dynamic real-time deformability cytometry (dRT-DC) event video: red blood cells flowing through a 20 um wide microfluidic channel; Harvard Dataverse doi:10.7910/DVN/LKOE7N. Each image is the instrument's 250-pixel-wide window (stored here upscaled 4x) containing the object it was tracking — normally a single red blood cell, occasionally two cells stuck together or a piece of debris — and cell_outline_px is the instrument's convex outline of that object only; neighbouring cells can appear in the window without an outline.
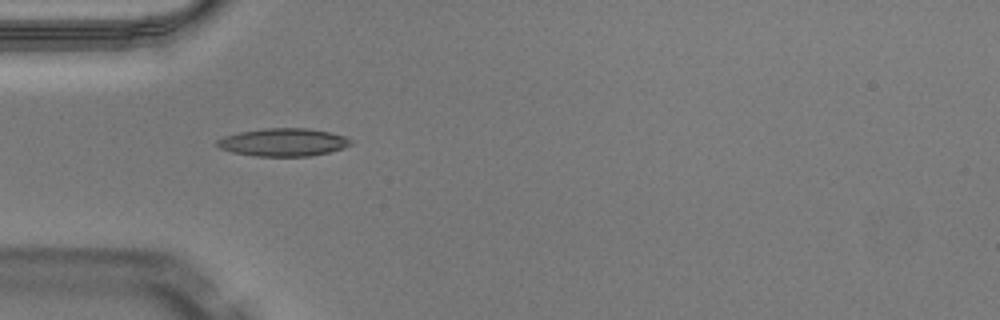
{"species": "Egyptian fruit bat (a non-hibernating species)", "species_latin": "Rousettus aegyptiacus", "temperature_condition": "warm", "stored_images_in_passage": 35, "camera_frame_rate_fps": 3000, "um_per_image_px": 0.085, "animal": {"sex": "male"}, "frame": {"image": 1, "passage_image": 1, "time_ms": 0.0, "image_size_px": [1000, 320], "cell_outline_px": [[352, 144], [328, 152], [308, 156], [256, 156], [232, 152], [220, 148], [216, 144], [216, 140], [224, 136], [240, 132], [264, 128], [308, 128], [328, 132], [344, 136], [352, 140]], "centroid_in_image_um": [24.04, 12.08], "position_along_channel_um": 61.0, "area_um2": 21.5}}
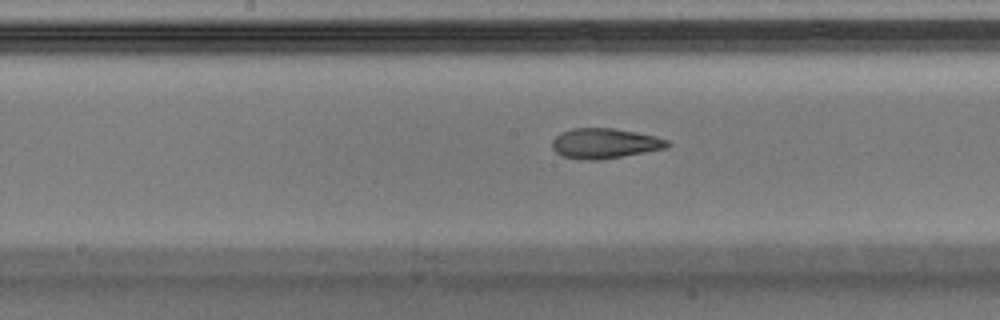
{"frame": {"image": 2, "passage_image": 11, "time_ms": 3.333, "image_size_px": [1000, 320], "cell_outline_px": [[672, 144], [668, 148], [600, 160], [580, 160], [560, 156], [552, 148], [552, 140], [560, 132], [572, 128], [612, 128], [636, 132], [656, 136], [668, 140]], "centroid_in_image_um": [51.39, 12.19], "position_along_channel_um": 196.8, "area_um2": 20.52}}
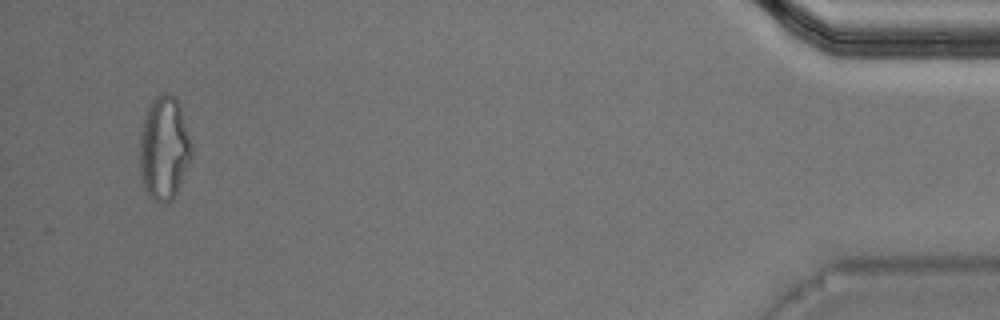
{"frame": {"image": 3, "passage_image": 33, "time_ms": 10.667, "image_size_px": [1000, 320], "cell_outline_px": [[192, 156], [176, 192], [172, 200], [168, 204], [156, 204], [144, 192], [140, 176], [140, 132], [144, 116], [152, 100], [160, 92], [164, 92], [172, 96], [180, 104], [192, 144]], "centroid_in_image_um": [13.93, 12.64], "position_along_channel_um": 421.3, "area_um2": 31.79}, "authors_computed_cell_mechanics": {"area_um2": 20.8658, "velocity_mm_per_s": 4.1175, "shape_relaxation_time_tau1_ms": null, "shape_relaxation_time_tau2_ms": 2.4632, "deformation_change_tau1": null, "deformation_change_tau2": 0.1067}}